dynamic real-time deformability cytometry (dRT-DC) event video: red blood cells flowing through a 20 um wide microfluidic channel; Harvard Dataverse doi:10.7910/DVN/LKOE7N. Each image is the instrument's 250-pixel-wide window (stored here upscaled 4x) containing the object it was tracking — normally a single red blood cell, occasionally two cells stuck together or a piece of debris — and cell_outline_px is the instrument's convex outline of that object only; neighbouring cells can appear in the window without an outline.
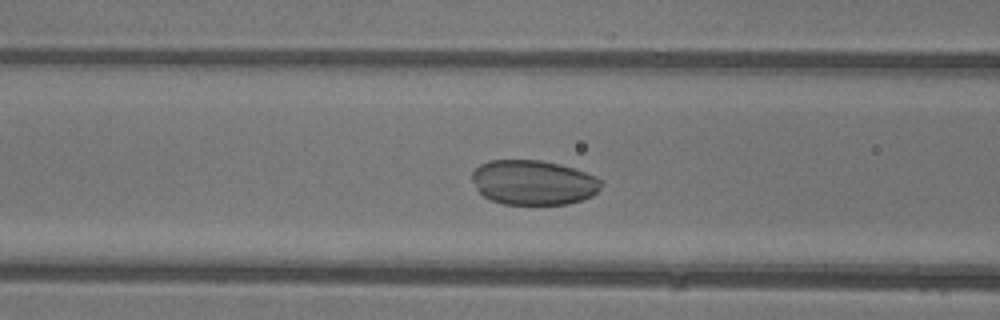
{"species": "common noctule bat (a hibernating species)", "species_latin": "Nyctalus noctula", "temperature_condition": "warm", "stored_images_in_passage": 36, "camera_frame_rate_fps": 3000, "um_per_image_px": 0.085, "animal": {"sex": "female"}, "frame": {"image": 1, "passage_image": 8, "time_ms": 2.333, "image_size_px": [1000, 320], "cell_outline_px": [[604, 184], [592, 196], [568, 204], [504, 204], [488, 200], [476, 188], [472, 180], [472, 172], [480, 164], [488, 160], [540, 160], [560, 164], [596, 176]], "centroid_in_image_um": [45.32, 15.51], "position_along_channel_um": 121.3, "area_um2": 33.76}}
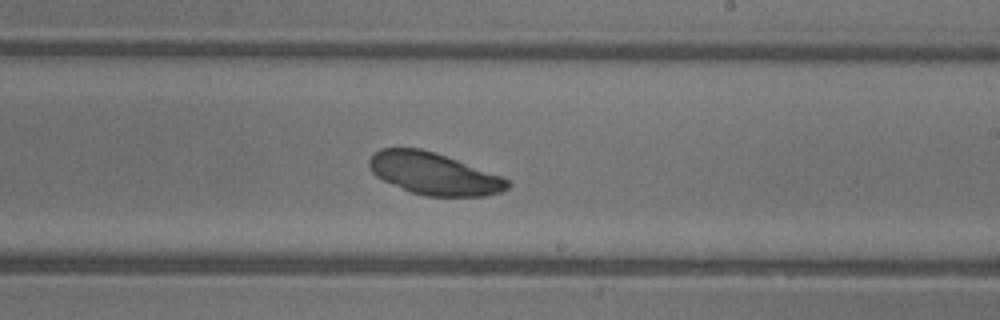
{"frame": {"image": 2, "passage_image": 17, "time_ms": 5.333, "image_size_px": [1000, 320], "cell_outline_px": [[512, 184], [508, 188], [500, 192], [484, 196], [424, 196], [412, 192], [384, 180], [376, 176], [368, 168], [368, 160], [380, 148], [420, 148], [436, 152], [504, 176]], "centroid_in_image_um": [36.91, 14.75], "position_along_channel_um": 252.1, "area_um2": 33.99}}
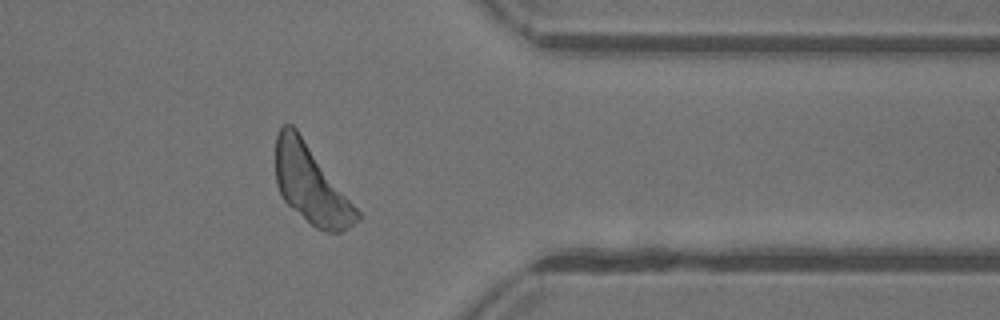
{"frame": {"image": 3, "passage_image": 27, "time_ms": 8.667, "image_size_px": [1000, 320], "cell_outline_px": [[360, 220], [340, 232], [324, 232], [316, 228], [292, 208], [284, 200], [276, 184], [276, 136], [280, 128], [284, 124], [292, 124], [296, 128], [360, 212]], "centroid_in_image_um": [26.43, 15.68], "position_along_channel_um": 385.0, "area_um2": 36.59}}